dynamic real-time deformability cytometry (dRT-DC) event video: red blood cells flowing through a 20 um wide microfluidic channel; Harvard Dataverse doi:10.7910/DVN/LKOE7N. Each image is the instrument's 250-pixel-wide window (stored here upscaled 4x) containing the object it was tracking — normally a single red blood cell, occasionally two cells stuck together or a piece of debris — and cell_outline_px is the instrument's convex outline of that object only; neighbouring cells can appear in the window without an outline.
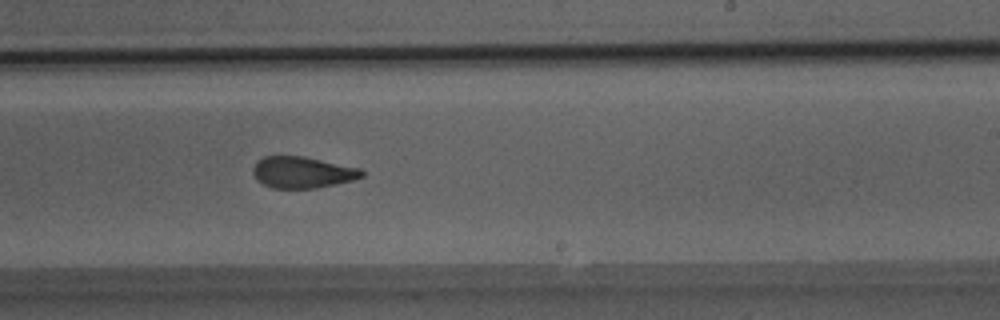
{"species": "Egyptian fruit bat (a non-hibernating species)", "species_latin": "Rousettus aegyptiacus", "temperature_condition": "room temperature", "stored_images_in_passage": 35, "camera_frame_rate_fps": 3000, "um_per_image_px": 0.085, "animal": {"sex": "male"}, "frame": {"image": 1, "passage_image": 19, "time_ms": 6.0, "image_size_px": [1000, 320], "cell_outline_px": [[364, 176], [352, 180], [316, 188], [272, 188], [256, 180], [252, 172], [252, 168], [264, 156], [304, 156], [360, 168], [364, 172]], "centroid_in_image_um": [25.7, 14.65], "position_along_channel_um": 263.3, "area_um2": 19.83}}
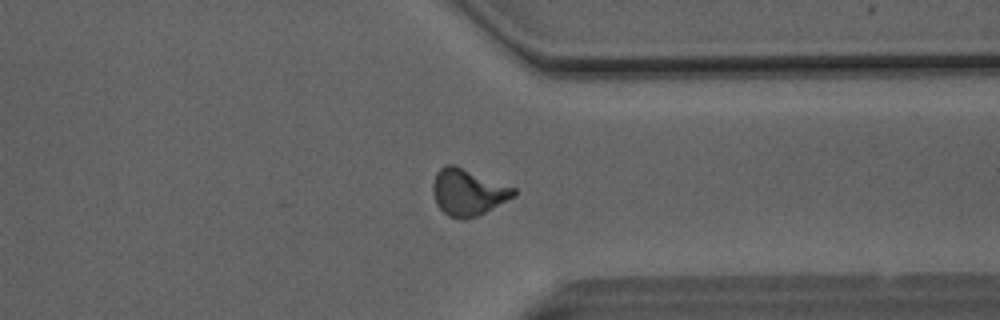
{"frame": {"image": 2, "passage_image": 27, "time_ms": 8.667, "image_size_px": [1000, 320], "cell_outline_px": [[516, 196], [476, 216], [464, 220], [448, 216], [436, 204], [432, 192], [432, 184], [436, 172], [444, 164], [456, 164], [516, 188]], "centroid_in_image_um": [39.76, 16.31], "position_along_channel_um": 371.6, "area_um2": 22.2}}
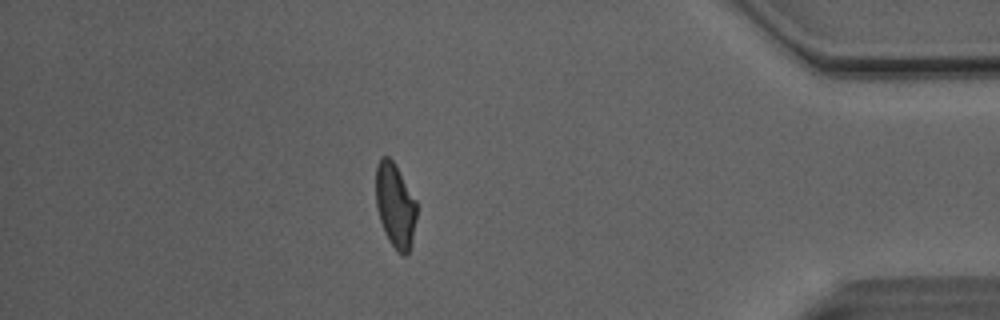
{"frame": {"image": 3, "passage_image": 32, "time_ms": 10.333, "image_size_px": [1000, 320], "cell_outline_px": [[416, 220], [412, 244], [408, 252], [404, 256], [396, 252], [388, 240], [384, 232], [376, 208], [376, 164], [380, 156], [388, 156], [392, 160], [416, 200]], "centroid_in_image_um": [33.58, 17.49], "position_along_channel_um": 401.6, "area_um2": 20.23}, "authors_computed_cell_mechanics": {"area_um2": 20.9814, "velocity_mm_per_s": 4.1162, "shape_relaxation_time_tau1_ms": null, "shape_relaxation_time_tau2_ms": 2.1249, "deformation_change_tau1": null, "deformation_change_tau2": 0.0799}}